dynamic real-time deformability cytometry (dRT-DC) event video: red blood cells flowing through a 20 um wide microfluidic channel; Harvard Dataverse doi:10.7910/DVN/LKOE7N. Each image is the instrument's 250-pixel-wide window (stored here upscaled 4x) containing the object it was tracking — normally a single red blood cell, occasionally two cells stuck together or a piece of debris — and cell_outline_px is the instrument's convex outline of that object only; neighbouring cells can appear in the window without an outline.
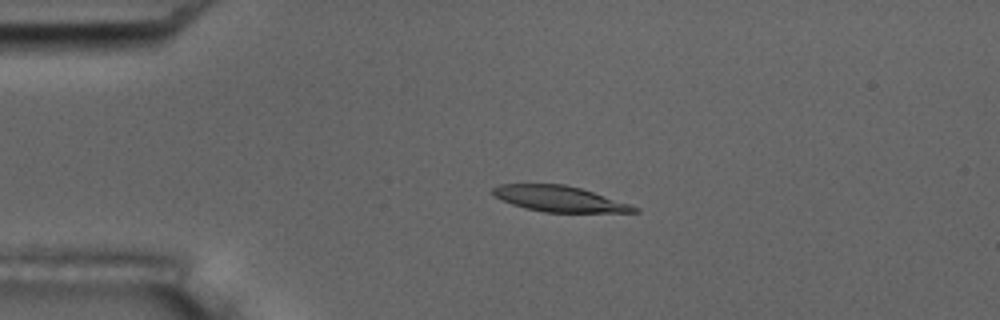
{"species": "common noctule bat (a hibernating species)", "species_latin": "Nyctalus noctula", "temperature_condition": "room temperature", "stored_images_in_passage": 53, "camera_frame_rate_fps": 3000, "um_per_image_px": 0.085, "animal": {"sex": "male", "body_mass_g": 17.5, "forearm_length_mm": 52.3}, "frame": {"image": 1, "passage_image": 11, "time_ms": 3.333, "image_size_px": [1000, 320], "cell_outline_px": [[640, 212], [544, 212], [524, 208], [512, 204], [496, 196], [492, 192], [492, 188], [500, 184], [564, 184], [580, 188], [640, 208]], "centroid_in_image_um": [47.52, 16.9], "position_along_channel_um": 37.5, "area_um2": 20.81}}
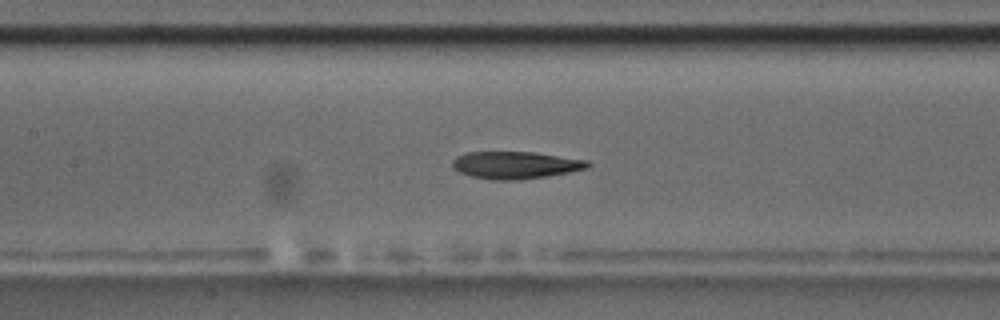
{"frame": {"image": 2, "passage_image": 24, "time_ms": 7.667, "image_size_px": [1000, 320], "cell_outline_px": [[592, 164], [588, 168], [548, 176], [520, 180], [492, 180], [472, 176], [460, 172], [452, 168], [452, 160], [456, 156], [468, 152], [532, 152], [588, 160]], "centroid_in_image_um": [43.81, 14.03], "position_along_channel_um": 163.6, "area_um2": 21.56}}
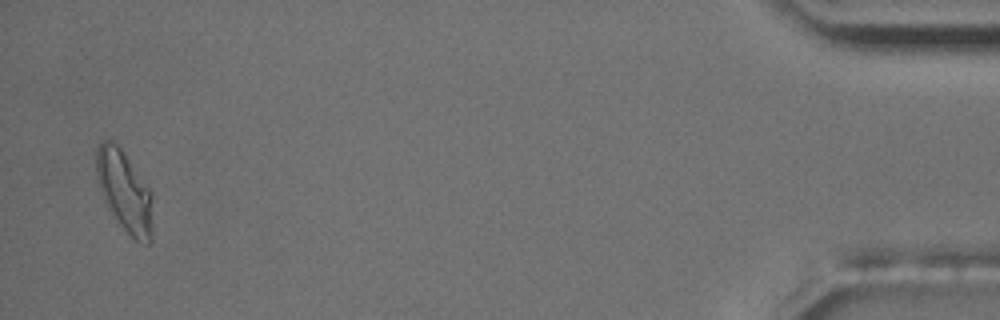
{"frame": {"image": 3, "passage_image": 52, "time_ms": 17.0, "image_size_px": [1000, 320], "cell_outline_px": [[152, 240], [148, 244], [136, 240], [112, 216], [104, 200], [96, 176], [96, 148], [104, 140], [112, 140], [120, 148], [152, 192]], "centroid_in_image_um": [10.58, 16.27], "position_along_channel_um": 424.6, "area_um2": 26.36}, "authors_computed_cell_mechanics": {"area_um2": 22.1374, "velocity_mm_per_s": 3.6977, "shape_relaxation_time_tau1_ms": 4.2786, "shape_relaxation_time_tau2_ms": 2.3776, "deformation_change_tau1": 0.1624, "deformation_change_tau2": 0.098}}